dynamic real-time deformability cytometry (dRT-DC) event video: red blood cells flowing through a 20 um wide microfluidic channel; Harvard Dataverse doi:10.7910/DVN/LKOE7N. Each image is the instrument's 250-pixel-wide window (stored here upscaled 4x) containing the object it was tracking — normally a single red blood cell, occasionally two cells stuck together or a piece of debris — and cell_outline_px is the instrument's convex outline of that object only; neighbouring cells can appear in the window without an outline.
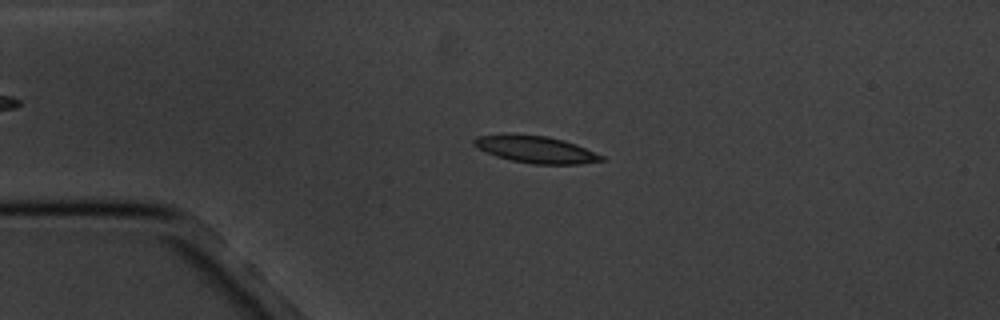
{"species": "common noctule bat (a hibernating species)", "species_latin": "Nyctalus noctula", "temperature_condition": "cold", "stored_images_in_passage": 4, "camera_frame_rate_fps": 3000, "um_per_image_px": 0.085, "animal": {"sex": "male", "body_mass_g": 20.1, "forearm_length_mm": 53.5}, "frame": {"image": 1, "passage_image": 3, "time_ms": 2.333, "image_size_px": [1000, 320], "cell_outline_px": [[604, 160], [580, 164], [532, 164], [512, 160], [496, 156], [476, 148], [472, 144], [472, 140], [476, 136], [508, 132], [548, 136], [564, 140], [576, 144], [604, 156]], "centroid_in_image_um": [45.46, 12.67], "position_along_channel_um": 39.5, "area_um2": 20.52}}